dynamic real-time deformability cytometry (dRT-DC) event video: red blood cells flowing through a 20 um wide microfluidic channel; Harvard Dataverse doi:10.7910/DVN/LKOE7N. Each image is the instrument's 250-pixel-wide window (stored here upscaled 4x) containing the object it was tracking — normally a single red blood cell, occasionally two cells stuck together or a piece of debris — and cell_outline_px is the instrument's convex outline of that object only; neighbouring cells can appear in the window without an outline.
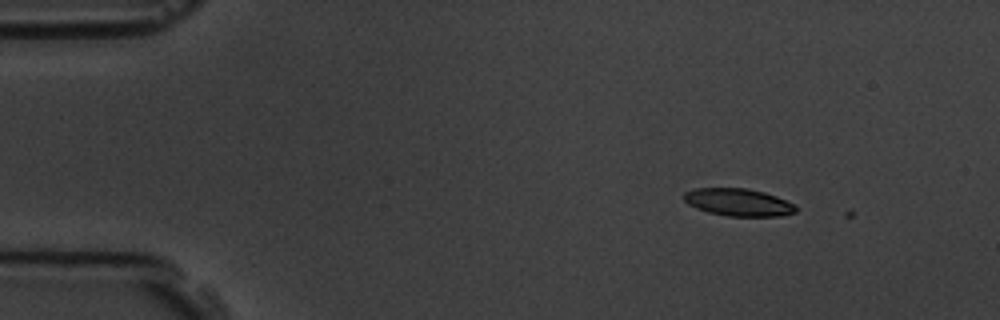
{"species": "common noctule bat (a hibernating species)", "species_latin": "Nyctalus noctula", "temperature_condition": "room temperature", "stored_images_in_passage": 2, "camera_frame_rate_fps": 3000, "um_per_image_px": 0.085, "animal": {"sex": "male", "body_mass_g": 19.5, "forearm_length_mm": 54.6}, "frame": {"image": 1, "passage_image": 1, "time_ms": 0.0, "image_size_px": [1000, 320], "cell_outline_px": [[796, 212], [780, 216], [728, 216], [708, 212], [696, 208], [688, 204], [684, 200], [684, 192], [696, 188], [748, 188], [764, 192], [776, 196], [792, 204], [796, 208]], "centroid_in_image_um": [62.73, 17.19], "position_along_channel_um": 22.3, "area_um2": 17.8}}